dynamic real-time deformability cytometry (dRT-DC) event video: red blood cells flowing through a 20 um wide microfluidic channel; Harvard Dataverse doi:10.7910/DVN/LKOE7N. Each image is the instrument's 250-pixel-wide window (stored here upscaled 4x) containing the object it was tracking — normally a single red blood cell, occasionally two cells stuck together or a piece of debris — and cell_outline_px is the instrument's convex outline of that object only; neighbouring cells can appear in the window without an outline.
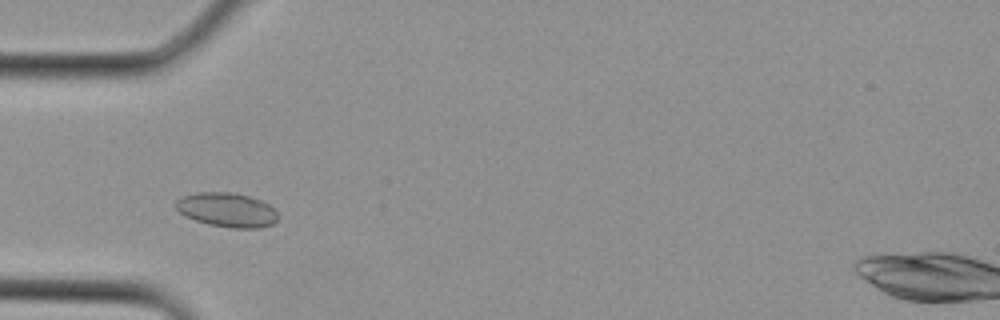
{"species": "Egyptian fruit bat (a non-hibernating species)", "species_latin": "Rousettus aegyptiacus", "temperature_condition": "cold", "stored_images_in_passage": 4, "camera_frame_rate_fps": 3000, "um_per_image_px": 0.085, "animal": {"sex": "female"}, "frame": {"image": 1, "passage_image": 4, "time_ms": 1.0, "image_size_px": [1000, 320], "cell_outline_px": [[276, 220], [272, 224], [260, 228], [232, 228], [208, 224], [184, 216], [176, 208], [176, 200], [184, 196], [196, 192], [228, 192], [248, 196], [260, 200], [268, 204], [276, 212]], "centroid_in_image_um": [19.27, 17.84], "position_along_channel_um": 65.7, "area_um2": 20.17}}